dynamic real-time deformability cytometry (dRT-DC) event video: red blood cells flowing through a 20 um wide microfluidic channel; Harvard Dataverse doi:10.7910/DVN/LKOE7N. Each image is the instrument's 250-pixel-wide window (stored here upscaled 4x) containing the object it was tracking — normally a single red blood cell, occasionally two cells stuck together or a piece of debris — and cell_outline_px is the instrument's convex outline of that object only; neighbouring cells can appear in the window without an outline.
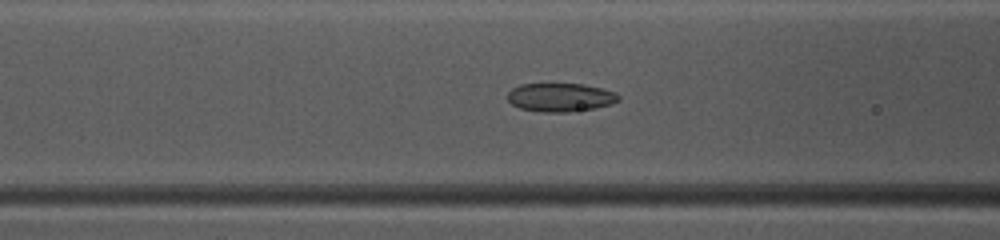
{"species": "common noctule bat (a hibernating species)", "species_latin": "Nyctalus noctula", "temperature_condition": "warm", "stored_images_in_passage": 39, "camera_frame_rate_fps": 3000, "um_per_image_px": 0.085, "animal": {"sex": "female", "body_mass_g": 10.0, "forearm_length_mm": 53.1}, "frame": {"image": 1, "passage_image": 10, "time_ms": 3.0, "image_size_px": [1000, 240], "cell_outline_px": [[620, 100], [612, 104], [596, 108], [564, 112], [544, 112], [520, 108], [512, 104], [508, 100], [508, 92], [512, 88], [520, 84], [584, 84], [616, 92], [620, 96]], "centroid_in_image_um": [47.65, 8.27], "position_along_channel_um": 118.9, "area_um2": 18.44}}
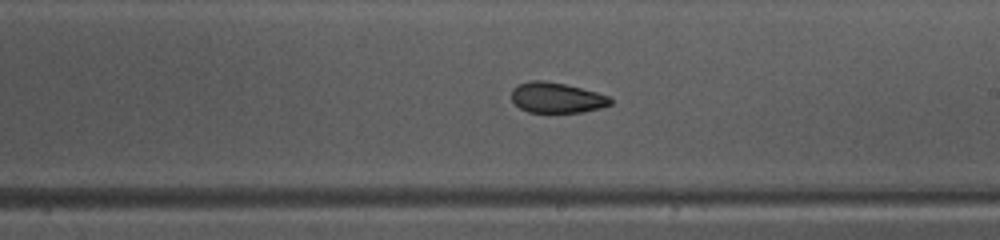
{"frame": {"image": 2, "passage_image": 19, "time_ms": 6.0, "image_size_px": [1000, 240], "cell_outline_px": [[612, 104], [600, 108], [584, 112], [528, 112], [520, 108], [512, 100], [512, 88], [516, 84], [528, 80], [544, 80], [564, 84], [596, 92], [608, 96], [612, 100]], "centroid_in_image_um": [47.29, 8.29], "position_along_channel_um": 241.7, "area_um2": 17.57}}
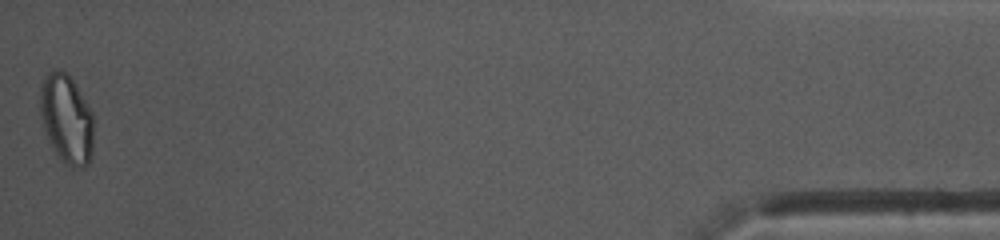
{"frame": {"image": 3, "passage_image": 39, "time_ms": 12.667, "image_size_px": [1000, 240], "cell_outline_px": [[92, 152], [88, 164], [84, 168], [72, 168], [52, 148], [48, 140], [40, 116], [40, 88], [48, 72], [56, 68], [60, 68], [68, 72], [92, 112]], "centroid_in_image_um": [5.64, 10.08], "position_along_channel_um": 429.6, "area_um2": 27.69}, "authors_computed_cell_mechanics": {"area_um2": 18.9006, "velocity_mm_per_s": 4.0818, "shape_relaxation_time_tau1_ms": null, "shape_relaxation_time_tau2_ms": 1.8193, "deformation_change_tau1": null, "deformation_change_tau2": 0.0643}}